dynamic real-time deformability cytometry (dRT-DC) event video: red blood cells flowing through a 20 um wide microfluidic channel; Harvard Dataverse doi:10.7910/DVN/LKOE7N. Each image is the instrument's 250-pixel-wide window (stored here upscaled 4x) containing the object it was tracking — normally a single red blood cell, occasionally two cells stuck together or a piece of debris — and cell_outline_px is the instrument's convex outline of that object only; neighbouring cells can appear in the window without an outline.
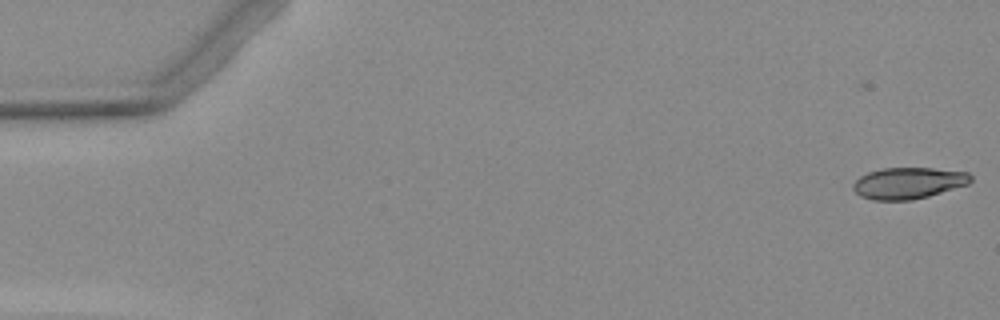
{"species": "Egyptian fruit bat (a non-hibernating species)", "species_latin": "Rousettus aegyptiacus", "temperature_condition": "warm", "stored_images_in_passage": 4, "camera_frame_rate_fps": 3000, "um_per_image_px": 0.085, "animal": {"sex": "female"}, "frame": {"image": 1, "passage_image": 1, "time_ms": 0.0, "image_size_px": [1000, 320], "cell_outline_px": [[972, 180], [968, 184], [928, 196], [912, 200], [872, 200], [860, 196], [852, 188], [852, 184], [860, 176], [868, 172], [884, 168], [932, 168], [968, 172], [972, 176]], "centroid_in_image_um": [77.2, 15.56], "position_along_channel_um": 7.8, "area_um2": 21.5}}
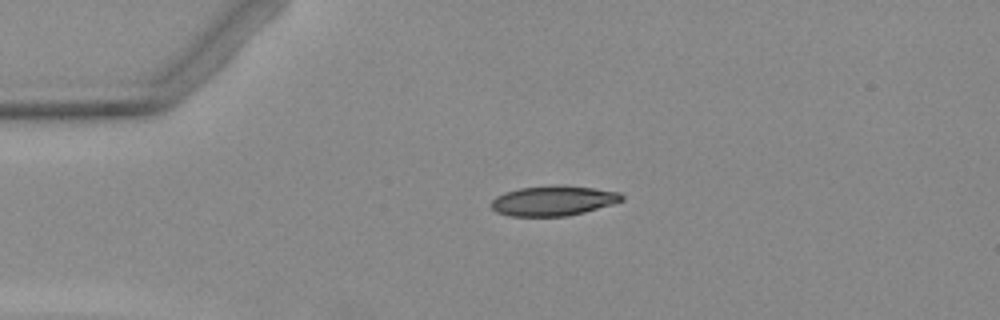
{"frame": {"image": 2, "passage_image": 3, "time_ms": 3.667, "image_size_px": [1000, 320], "cell_outline_px": [[624, 200], [612, 204], [584, 212], [568, 216], [508, 216], [496, 212], [488, 204], [496, 196], [504, 192], [520, 188], [556, 184], [564, 184], [620, 192], [624, 196]], "centroid_in_image_um": [47.0, 17.05], "position_along_channel_um": 38.0, "area_um2": 23.12}}